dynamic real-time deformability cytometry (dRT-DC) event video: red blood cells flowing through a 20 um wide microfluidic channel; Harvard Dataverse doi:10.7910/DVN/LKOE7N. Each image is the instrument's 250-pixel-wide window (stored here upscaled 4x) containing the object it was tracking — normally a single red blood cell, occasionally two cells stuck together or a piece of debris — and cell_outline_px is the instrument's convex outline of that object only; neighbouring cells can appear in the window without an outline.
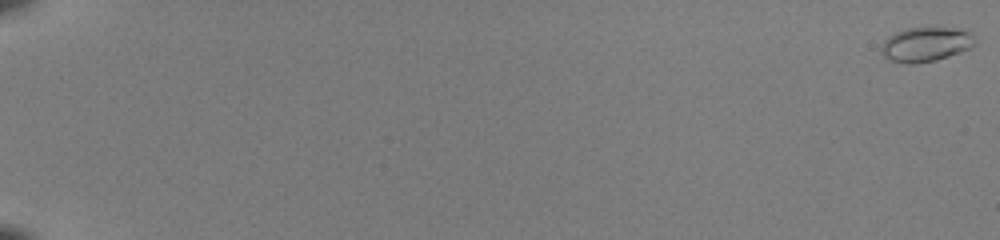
{"species": "common noctule bat (a hibernating species)", "species_latin": "Nyctalus noctula", "temperature_condition": "room temperature", "stored_images_in_passage": 55, "camera_frame_rate_fps": 3000, "um_per_image_px": 0.085, "animal": {"sex": "female", "body_mass_g": 22.0, "forearm_length_mm": 56.7}, "frame": {"image": 1, "passage_image": 1, "time_ms": 0.0, "image_size_px": [1000, 240], "cell_outline_px": [[976, 44], [960, 52], [936, 60], [912, 64], [904, 64], [888, 60], [880, 52], [880, 48], [884, 40], [888, 36], [904, 28], [956, 28], [972, 32], [976, 40]], "centroid_in_image_um": [78.67, 3.77], "position_along_channel_um": 6.3, "area_um2": 19.02}}
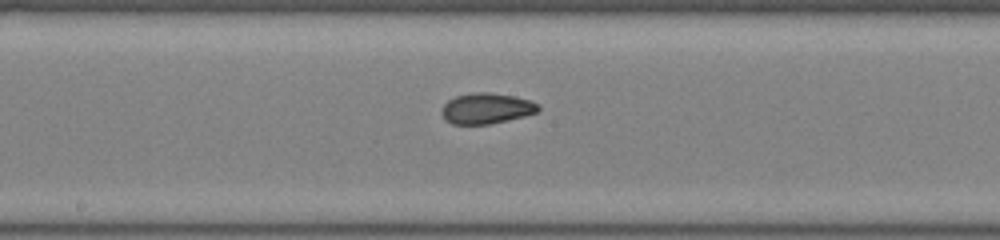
{"frame": {"image": 2, "passage_image": 33, "time_ms": 10.667, "image_size_px": [1000, 240], "cell_outline_px": [[540, 108], [536, 112], [524, 116], [488, 124], [452, 124], [444, 120], [440, 112], [444, 104], [448, 100], [456, 96], [472, 92], [488, 92], [516, 96], [540, 104]], "centroid_in_image_um": [41.31, 9.21], "position_along_channel_um": 206.9, "area_um2": 17.34}}
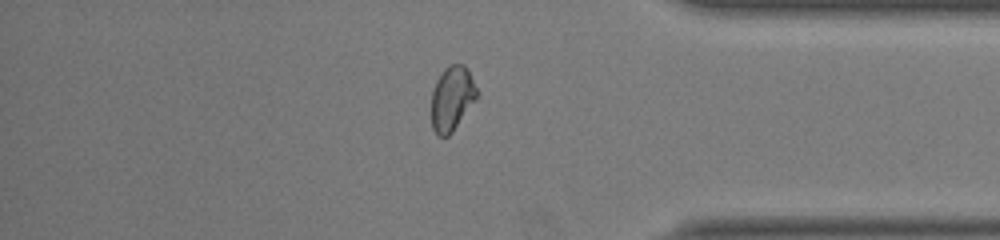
{"frame": {"image": 3, "passage_image": 48, "time_ms": 15.667, "image_size_px": [1000, 240], "cell_outline_px": [[480, 92], [476, 100], [452, 132], [448, 136], [436, 136], [432, 128], [432, 92], [436, 80], [444, 68], [448, 64], [464, 64], [468, 68]], "centroid_in_image_um": [38.45, 8.34], "position_along_channel_um": 396.8, "area_um2": 17.46}, "authors_computed_cell_mechanics": {"area_um2": 17.34, "velocity_mm_per_s": 4.0186, "shape_relaxation_time_tau1_ms": null, "shape_relaxation_time_tau2_ms": 1.3123, "deformation_change_tau1": null, "deformation_change_tau2": 0.0539}}